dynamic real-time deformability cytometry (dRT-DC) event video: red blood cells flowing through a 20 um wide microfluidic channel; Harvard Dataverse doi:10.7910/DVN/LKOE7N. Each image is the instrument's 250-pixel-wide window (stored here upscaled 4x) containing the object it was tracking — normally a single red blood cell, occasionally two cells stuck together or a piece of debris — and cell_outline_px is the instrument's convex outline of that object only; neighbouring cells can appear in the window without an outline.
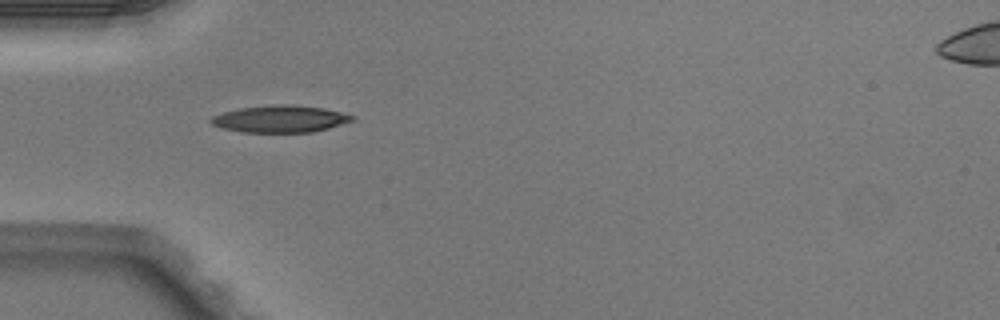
{"species": "Egyptian fruit bat (a non-hibernating species)", "species_latin": "Rousettus aegyptiacus", "temperature_condition": "warm", "stored_images_in_passage": 5, "camera_frame_rate_fps": 3000, "um_per_image_px": 0.085, "animal": {"sex": "male"}, "frame": {"image": 1, "passage_image": 4, "time_ms": 1.0, "image_size_px": [1000, 320], "cell_outline_px": [[356, 116], [352, 120], [328, 128], [312, 132], [240, 132], [220, 128], [212, 124], [208, 120], [212, 116], [224, 112], [240, 108], [280, 104], [288, 104], [324, 108]], "centroid_in_image_um": [23.77, 10.11], "position_along_channel_um": 61.2, "area_um2": 22.08}}
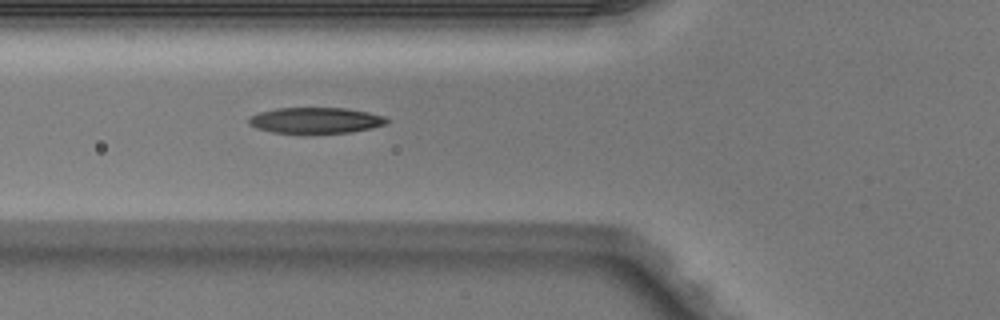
{"frame": {"image": 2, "passage_image": 5, "time_ms": 1.333, "image_size_px": [1000, 320], "cell_outline_px": [[388, 124], [372, 128], [352, 132], [304, 136], [272, 132], [256, 128], [248, 124], [248, 116], [260, 112], [276, 108], [348, 108], [368, 112], [384, 116], [388, 120]], "centroid_in_image_um": [26.8, 10.27], "position_along_channel_um": 99.0, "area_um2": 21.85}}